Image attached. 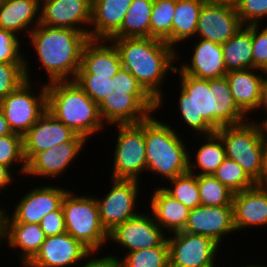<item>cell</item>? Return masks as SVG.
<instances>
[{"label": "cell", "mask_w": 267, "mask_h": 267, "mask_svg": "<svg viewBox=\"0 0 267 267\" xmlns=\"http://www.w3.org/2000/svg\"><path fill=\"white\" fill-rule=\"evenodd\" d=\"M210 2L220 3L222 5L236 7L240 0H208Z\"/></svg>", "instance_id": "f5cc1de1"}, {"label": "cell", "mask_w": 267, "mask_h": 267, "mask_svg": "<svg viewBox=\"0 0 267 267\" xmlns=\"http://www.w3.org/2000/svg\"><path fill=\"white\" fill-rule=\"evenodd\" d=\"M7 215H8V210L1 204L0 201V246L3 244L2 242L6 243V234H7ZM5 240V241H4ZM0 249H2L0 247Z\"/></svg>", "instance_id": "681fc988"}, {"label": "cell", "mask_w": 267, "mask_h": 267, "mask_svg": "<svg viewBox=\"0 0 267 267\" xmlns=\"http://www.w3.org/2000/svg\"><path fill=\"white\" fill-rule=\"evenodd\" d=\"M212 101V128L216 131L223 126L246 122L248 116L237 106L226 77L209 79Z\"/></svg>", "instance_id": "83f0119b"}, {"label": "cell", "mask_w": 267, "mask_h": 267, "mask_svg": "<svg viewBox=\"0 0 267 267\" xmlns=\"http://www.w3.org/2000/svg\"><path fill=\"white\" fill-rule=\"evenodd\" d=\"M76 134L46 110L23 136V153L28 163L37 153L70 141Z\"/></svg>", "instance_id": "ffe728a7"}, {"label": "cell", "mask_w": 267, "mask_h": 267, "mask_svg": "<svg viewBox=\"0 0 267 267\" xmlns=\"http://www.w3.org/2000/svg\"><path fill=\"white\" fill-rule=\"evenodd\" d=\"M109 182L112 186L108 188L105 195L101 194V197L94 195L100 222L107 233L141 211L137 204L140 198L141 181L111 178Z\"/></svg>", "instance_id": "8fae6325"}, {"label": "cell", "mask_w": 267, "mask_h": 267, "mask_svg": "<svg viewBox=\"0 0 267 267\" xmlns=\"http://www.w3.org/2000/svg\"><path fill=\"white\" fill-rule=\"evenodd\" d=\"M242 26L235 7L206 0L199 13L195 38L222 45Z\"/></svg>", "instance_id": "e0dca14e"}, {"label": "cell", "mask_w": 267, "mask_h": 267, "mask_svg": "<svg viewBox=\"0 0 267 267\" xmlns=\"http://www.w3.org/2000/svg\"><path fill=\"white\" fill-rule=\"evenodd\" d=\"M175 72L180 77L177 97V114L180 126L183 124L194 136L210 135L216 131L212 128V101L209 80L185 75L176 65Z\"/></svg>", "instance_id": "ba28073f"}, {"label": "cell", "mask_w": 267, "mask_h": 267, "mask_svg": "<svg viewBox=\"0 0 267 267\" xmlns=\"http://www.w3.org/2000/svg\"><path fill=\"white\" fill-rule=\"evenodd\" d=\"M169 182V185H168ZM161 187L174 199L180 201L187 208L192 210L201 205L197 175L187 172L163 183ZM166 185V186H165Z\"/></svg>", "instance_id": "d590c367"}, {"label": "cell", "mask_w": 267, "mask_h": 267, "mask_svg": "<svg viewBox=\"0 0 267 267\" xmlns=\"http://www.w3.org/2000/svg\"><path fill=\"white\" fill-rule=\"evenodd\" d=\"M0 164L8 167L14 176L18 172L19 177H25L27 163L23 153L22 135L13 133L0 136ZM16 168H19L18 171L14 170Z\"/></svg>", "instance_id": "8d00e7d4"}, {"label": "cell", "mask_w": 267, "mask_h": 267, "mask_svg": "<svg viewBox=\"0 0 267 267\" xmlns=\"http://www.w3.org/2000/svg\"><path fill=\"white\" fill-rule=\"evenodd\" d=\"M9 134H13V132L10 129V126L8 122L6 121V118L4 117V114L0 108V136L9 135Z\"/></svg>", "instance_id": "816d5d0a"}, {"label": "cell", "mask_w": 267, "mask_h": 267, "mask_svg": "<svg viewBox=\"0 0 267 267\" xmlns=\"http://www.w3.org/2000/svg\"><path fill=\"white\" fill-rule=\"evenodd\" d=\"M46 237L40 224L7 222L5 246L8 245L11 250L17 249L20 260L18 264L25 267L39 252Z\"/></svg>", "instance_id": "f1b7e54d"}, {"label": "cell", "mask_w": 267, "mask_h": 267, "mask_svg": "<svg viewBox=\"0 0 267 267\" xmlns=\"http://www.w3.org/2000/svg\"><path fill=\"white\" fill-rule=\"evenodd\" d=\"M225 77L237 106L249 117L256 113L266 74L260 69L247 68L230 71Z\"/></svg>", "instance_id": "cb8c5ba5"}, {"label": "cell", "mask_w": 267, "mask_h": 267, "mask_svg": "<svg viewBox=\"0 0 267 267\" xmlns=\"http://www.w3.org/2000/svg\"><path fill=\"white\" fill-rule=\"evenodd\" d=\"M98 106L108 128L115 124H138L158 111L157 102L124 68L111 78L110 94Z\"/></svg>", "instance_id": "5b68a950"}, {"label": "cell", "mask_w": 267, "mask_h": 267, "mask_svg": "<svg viewBox=\"0 0 267 267\" xmlns=\"http://www.w3.org/2000/svg\"><path fill=\"white\" fill-rule=\"evenodd\" d=\"M267 23L252 25V56L254 69L262 70L267 76Z\"/></svg>", "instance_id": "ee69618b"}, {"label": "cell", "mask_w": 267, "mask_h": 267, "mask_svg": "<svg viewBox=\"0 0 267 267\" xmlns=\"http://www.w3.org/2000/svg\"><path fill=\"white\" fill-rule=\"evenodd\" d=\"M117 138L112 154L111 174L113 179L141 181L146 173V146L144 120L138 124H115Z\"/></svg>", "instance_id": "9c48e42d"}, {"label": "cell", "mask_w": 267, "mask_h": 267, "mask_svg": "<svg viewBox=\"0 0 267 267\" xmlns=\"http://www.w3.org/2000/svg\"><path fill=\"white\" fill-rule=\"evenodd\" d=\"M74 81L97 104L109 96L111 88L110 76L94 74H77Z\"/></svg>", "instance_id": "60d3db41"}, {"label": "cell", "mask_w": 267, "mask_h": 267, "mask_svg": "<svg viewBox=\"0 0 267 267\" xmlns=\"http://www.w3.org/2000/svg\"><path fill=\"white\" fill-rule=\"evenodd\" d=\"M195 138L199 139L198 142L202 141V144L198 143L200 147L196 149V153L189 149V172L195 175H213L215 170L227 157L221 138L216 133L194 136V140L196 141ZM191 152L194 153V156H191Z\"/></svg>", "instance_id": "4dcf8cb0"}, {"label": "cell", "mask_w": 267, "mask_h": 267, "mask_svg": "<svg viewBox=\"0 0 267 267\" xmlns=\"http://www.w3.org/2000/svg\"><path fill=\"white\" fill-rule=\"evenodd\" d=\"M38 85L41 86L39 91L34 82L26 80L0 102V108L13 133L24 136L47 110L46 83L41 81Z\"/></svg>", "instance_id": "30bf717a"}, {"label": "cell", "mask_w": 267, "mask_h": 267, "mask_svg": "<svg viewBox=\"0 0 267 267\" xmlns=\"http://www.w3.org/2000/svg\"><path fill=\"white\" fill-rule=\"evenodd\" d=\"M205 1L206 0H176V7L172 20V47L177 51V62L182 58L178 44L181 48L182 43L190 40L187 42L191 44L193 38H195L199 13Z\"/></svg>", "instance_id": "f546056e"}, {"label": "cell", "mask_w": 267, "mask_h": 267, "mask_svg": "<svg viewBox=\"0 0 267 267\" xmlns=\"http://www.w3.org/2000/svg\"><path fill=\"white\" fill-rule=\"evenodd\" d=\"M39 224L47 237L65 233L66 227L62 207L46 214Z\"/></svg>", "instance_id": "f6af8a7d"}, {"label": "cell", "mask_w": 267, "mask_h": 267, "mask_svg": "<svg viewBox=\"0 0 267 267\" xmlns=\"http://www.w3.org/2000/svg\"><path fill=\"white\" fill-rule=\"evenodd\" d=\"M251 264V265H250ZM249 265H246V264H244L243 266H241V267H267L266 265H262V264H252V262L250 263Z\"/></svg>", "instance_id": "db71d44e"}, {"label": "cell", "mask_w": 267, "mask_h": 267, "mask_svg": "<svg viewBox=\"0 0 267 267\" xmlns=\"http://www.w3.org/2000/svg\"><path fill=\"white\" fill-rule=\"evenodd\" d=\"M133 0H92L90 39H110L121 27Z\"/></svg>", "instance_id": "d4e9b609"}, {"label": "cell", "mask_w": 267, "mask_h": 267, "mask_svg": "<svg viewBox=\"0 0 267 267\" xmlns=\"http://www.w3.org/2000/svg\"><path fill=\"white\" fill-rule=\"evenodd\" d=\"M69 189L62 200L66 233L81 242L90 251H103L110 243L108 233L99 218L95 196L76 194ZM103 248V249H102Z\"/></svg>", "instance_id": "52a82bcc"}, {"label": "cell", "mask_w": 267, "mask_h": 267, "mask_svg": "<svg viewBox=\"0 0 267 267\" xmlns=\"http://www.w3.org/2000/svg\"><path fill=\"white\" fill-rule=\"evenodd\" d=\"M235 8L243 26L267 22V0H240Z\"/></svg>", "instance_id": "7bdbcfd3"}, {"label": "cell", "mask_w": 267, "mask_h": 267, "mask_svg": "<svg viewBox=\"0 0 267 267\" xmlns=\"http://www.w3.org/2000/svg\"><path fill=\"white\" fill-rule=\"evenodd\" d=\"M260 186L267 193V180H265Z\"/></svg>", "instance_id": "11a10c76"}, {"label": "cell", "mask_w": 267, "mask_h": 267, "mask_svg": "<svg viewBox=\"0 0 267 267\" xmlns=\"http://www.w3.org/2000/svg\"><path fill=\"white\" fill-rule=\"evenodd\" d=\"M21 42L22 38H19L13 32L0 29V62L25 63L24 51L26 50H23L24 43Z\"/></svg>", "instance_id": "b9f144b4"}, {"label": "cell", "mask_w": 267, "mask_h": 267, "mask_svg": "<svg viewBox=\"0 0 267 267\" xmlns=\"http://www.w3.org/2000/svg\"><path fill=\"white\" fill-rule=\"evenodd\" d=\"M233 216L236 232L267 226V193L261 186L243 190L233 195Z\"/></svg>", "instance_id": "7402d4cb"}, {"label": "cell", "mask_w": 267, "mask_h": 267, "mask_svg": "<svg viewBox=\"0 0 267 267\" xmlns=\"http://www.w3.org/2000/svg\"><path fill=\"white\" fill-rule=\"evenodd\" d=\"M28 42L37 54L39 68L44 69L46 84L74 81L81 66L82 53L89 34L70 28L38 24L28 35Z\"/></svg>", "instance_id": "7a4b0ae2"}, {"label": "cell", "mask_w": 267, "mask_h": 267, "mask_svg": "<svg viewBox=\"0 0 267 267\" xmlns=\"http://www.w3.org/2000/svg\"><path fill=\"white\" fill-rule=\"evenodd\" d=\"M192 56H188L177 67L185 74L201 79H218L228 73L223 59L221 44L210 40L194 38ZM191 58V59H190ZM184 62V63H183ZM187 62V63H186ZM180 65V66H179Z\"/></svg>", "instance_id": "44dd1931"}, {"label": "cell", "mask_w": 267, "mask_h": 267, "mask_svg": "<svg viewBox=\"0 0 267 267\" xmlns=\"http://www.w3.org/2000/svg\"><path fill=\"white\" fill-rule=\"evenodd\" d=\"M114 256L118 259V267H168V241L166 239L160 246L154 248L125 253L121 257Z\"/></svg>", "instance_id": "836d02e7"}, {"label": "cell", "mask_w": 267, "mask_h": 267, "mask_svg": "<svg viewBox=\"0 0 267 267\" xmlns=\"http://www.w3.org/2000/svg\"><path fill=\"white\" fill-rule=\"evenodd\" d=\"M47 110L75 134L90 140L104 131L99 106L75 81H54L46 84Z\"/></svg>", "instance_id": "277c9868"}, {"label": "cell", "mask_w": 267, "mask_h": 267, "mask_svg": "<svg viewBox=\"0 0 267 267\" xmlns=\"http://www.w3.org/2000/svg\"><path fill=\"white\" fill-rule=\"evenodd\" d=\"M91 9L92 0H41L39 23L89 34Z\"/></svg>", "instance_id": "ac0fdd59"}, {"label": "cell", "mask_w": 267, "mask_h": 267, "mask_svg": "<svg viewBox=\"0 0 267 267\" xmlns=\"http://www.w3.org/2000/svg\"><path fill=\"white\" fill-rule=\"evenodd\" d=\"M90 252L69 233L46 237L39 252L25 267H74Z\"/></svg>", "instance_id": "d6986e66"}, {"label": "cell", "mask_w": 267, "mask_h": 267, "mask_svg": "<svg viewBox=\"0 0 267 267\" xmlns=\"http://www.w3.org/2000/svg\"><path fill=\"white\" fill-rule=\"evenodd\" d=\"M165 122L159 120L158 113L157 117L151 114L144 120L146 172L160 175L161 184L162 180L165 182L189 172L190 146L178 129Z\"/></svg>", "instance_id": "3957f363"}, {"label": "cell", "mask_w": 267, "mask_h": 267, "mask_svg": "<svg viewBox=\"0 0 267 267\" xmlns=\"http://www.w3.org/2000/svg\"><path fill=\"white\" fill-rule=\"evenodd\" d=\"M153 190L148 197V211L153 215L155 222L166 234L182 231L190 209L174 199L161 186H155Z\"/></svg>", "instance_id": "4316f807"}, {"label": "cell", "mask_w": 267, "mask_h": 267, "mask_svg": "<svg viewBox=\"0 0 267 267\" xmlns=\"http://www.w3.org/2000/svg\"><path fill=\"white\" fill-rule=\"evenodd\" d=\"M121 68L119 52L111 40L90 39L84 47L77 74H94L112 78Z\"/></svg>", "instance_id": "603a6c76"}, {"label": "cell", "mask_w": 267, "mask_h": 267, "mask_svg": "<svg viewBox=\"0 0 267 267\" xmlns=\"http://www.w3.org/2000/svg\"><path fill=\"white\" fill-rule=\"evenodd\" d=\"M221 47L227 72L254 68L252 56V25L242 26Z\"/></svg>", "instance_id": "1f68e13d"}, {"label": "cell", "mask_w": 267, "mask_h": 267, "mask_svg": "<svg viewBox=\"0 0 267 267\" xmlns=\"http://www.w3.org/2000/svg\"><path fill=\"white\" fill-rule=\"evenodd\" d=\"M265 180H267V139L265 141L263 152L262 170L259 176V180L256 182V185L260 186Z\"/></svg>", "instance_id": "f907efd6"}, {"label": "cell", "mask_w": 267, "mask_h": 267, "mask_svg": "<svg viewBox=\"0 0 267 267\" xmlns=\"http://www.w3.org/2000/svg\"><path fill=\"white\" fill-rule=\"evenodd\" d=\"M36 185L16 201L12 212L7 215V222H22L39 224L41 219L48 213L58 210L66 195L68 187L56 186V184Z\"/></svg>", "instance_id": "5bb4252c"}, {"label": "cell", "mask_w": 267, "mask_h": 267, "mask_svg": "<svg viewBox=\"0 0 267 267\" xmlns=\"http://www.w3.org/2000/svg\"><path fill=\"white\" fill-rule=\"evenodd\" d=\"M259 110H261L262 113L265 111L266 112L264 113L263 119L260 118V121L257 119V123L266 127L267 126V76L265 77L263 84H262L260 103L256 111L258 112Z\"/></svg>", "instance_id": "c3c4849f"}, {"label": "cell", "mask_w": 267, "mask_h": 267, "mask_svg": "<svg viewBox=\"0 0 267 267\" xmlns=\"http://www.w3.org/2000/svg\"><path fill=\"white\" fill-rule=\"evenodd\" d=\"M167 241L170 267H217L222 248L213 239L179 231L169 234Z\"/></svg>", "instance_id": "7c38bea8"}, {"label": "cell", "mask_w": 267, "mask_h": 267, "mask_svg": "<svg viewBox=\"0 0 267 267\" xmlns=\"http://www.w3.org/2000/svg\"><path fill=\"white\" fill-rule=\"evenodd\" d=\"M197 185L199 188L201 205H232L234 193L219 182L213 175H197Z\"/></svg>", "instance_id": "f35d334b"}, {"label": "cell", "mask_w": 267, "mask_h": 267, "mask_svg": "<svg viewBox=\"0 0 267 267\" xmlns=\"http://www.w3.org/2000/svg\"><path fill=\"white\" fill-rule=\"evenodd\" d=\"M154 0H133L120 29L111 38L150 37V18Z\"/></svg>", "instance_id": "d6a6232c"}, {"label": "cell", "mask_w": 267, "mask_h": 267, "mask_svg": "<svg viewBox=\"0 0 267 267\" xmlns=\"http://www.w3.org/2000/svg\"><path fill=\"white\" fill-rule=\"evenodd\" d=\"M13 172L6 166L0 164V193L5 192L10 189L12 184L14 185V180H16L13 176ZM9 186V188H8ZM8 188V189H7ZM5 190V191H3Z\"/></svg>", "instance_id": "7dc6e473"}, {"label": "cell", "mask_w": 267, "mask_h": 267, "mask_svg": "<svg viewBox=\"0 0 267 267\" xmlns=\"http://www.w3.org/2000/svg\"><path fill=\"white\" fill-rule=\"evenodd\" d=\"M255 120L249 118L238 125L223 126L215 133L221 138L227 158L236 161L256 183L262 170L267 132Z\"/></svg>", "instance_id": "8992f818"}, {"label": "cell", "mask_w": 267, "mask_h": 267, "mask_svg": "<svg viewBox=\"0 0 267 267\" xmlns=\"http://www.w3.org/2000/svg\"><path fill=\"white\" fill-rule=\"evenodd\" d=\"M100 253L103 254L102 251H90L83 258V260L79 263L80 265L77 264L76 266L77 267H118V259L114 256L113 253L104 254V256H102ZM99 254L101 257L99 256Z\"/></svg>", "instance_id": "bcb514c9"}, {"label": "cell", "mask_w": 267, "mask_h": 267, "mask_svg": "<svg viewBox=\"0 0 267 267\" xmlns=\"http://www.w3.org/2000/svg\"><path fill=\"white\" fill-rule=\"evenodd\" d=\"M213 176L234 194L256 185L236 161L227 157L215 170Z\"/></svg>", "instance_id": "74e56055"}, {"label": "cell", "mask_w": 267, "mask_h": 267, "mask_svg": "<svg viewBox=\"0 0 267 267\" xmlns=\"http://www.w3.org/2000/svg\"><path fill=\"white\" fill-rule=\"evenodd\" d=\"M135 217L119 224L108 233V241L113 246L116 243L118 248L125 252L138 251L145 248L160 246L166 239L163 229L155 222L151 212L145 209ZM144 212V213H143Z\"/></svg>", "instance_id": "4fadbf2b"}, {"label": "cell", "mask_w": 267, "mask_h": 267, "mask_svg": "<svg viewBox=\"0 0 267 267\" xmlns=\"http://www.w3.org/2000/svg\"><path fill=\"white\" fill-rule=\"evenodd\" d=\"M183 232L198 234L213 239L220 246L224 238L235 232L233 206L199 205L189 211Z\"/></svg>", "instance_id": "2e32d148"}, {"label": "cell", "mask_w": 267, "mask_h": 267, "mask_svg": "<svg viewBox=\"0 0 267 267\" xmlns=\"http://www.w3.org/2000/svg\"><path fill=\"white\" fill-rule=\"evenodd\" d=\"M176 0H154L150 18V37L165 41L172 47V20Z\"/></svg>", "instance_id": "e575fe53"}, {"label": "cell", "mask_w": 267, "mask_h": 267, "mask_svg": "<svg viewBox=\"0 0 267 267\" xmlns=\"http://www.w3.org/2000/svg\"><path fill=\"white\" fill-rule=\"evenodd\" d=\"M87 141L83 136L76 134L70 141L37 153L27 163L25 178L32 176L34 179L43 178L48 181L51 178V181H55V179L57 181V178H61L70 170L69 167L74 164L75 158L77 160L78 156L82 154Z\"/></svg>", "instance_id": "9a60e30c"}, {"label": "cell", "mask_w": 267, "mask_h": 267, "mask_svg": "<svg viewBox=\"0 0 267 267\" xmlns=\"http://www.w3.org/2000/svg\"><path fill=\"white\" fill-rule=\"evenodd\" d=\"M41 0L0 1V29L20 37L28 35L40 22ZM20 35V36H19Z\"/></svg>", "instance_id": "484cf974"}, {"label": "cell", "mask_w": 267, "mask_h": 267, "mask_svg": "<svg viewBox=\"0 0 267 267\" xmlns=\"http://www.w3.org/2000/svg\"><path fill=\"white\" fill-rule=\"evenodd\" d=\"M25 56V63H1L0 62V102L11 92L16 90L24 81H34L31 76L33 69ZM29 61V62H28ZM32 78V79H31Z\"/></svg>", "instance_id": "ab89813d"}, {"label": "cell", "mask_w": 267, "mask_h": 267, "mask_svg": "<svg viewBox=\"0 0 267 267\" xmlns=\"http://www.w3.org/2000/svg\"><path fill=\"white\" fill-rule=\"evenodd\" d=\"M109 40L119 52L122 68L128 70L157 102V110L161 109L165 104L163 87L167 76L175 72L177 51L165 41L153 37Z\"/></svg>", "instance_id": "6da1fadb"}]
</instances>
